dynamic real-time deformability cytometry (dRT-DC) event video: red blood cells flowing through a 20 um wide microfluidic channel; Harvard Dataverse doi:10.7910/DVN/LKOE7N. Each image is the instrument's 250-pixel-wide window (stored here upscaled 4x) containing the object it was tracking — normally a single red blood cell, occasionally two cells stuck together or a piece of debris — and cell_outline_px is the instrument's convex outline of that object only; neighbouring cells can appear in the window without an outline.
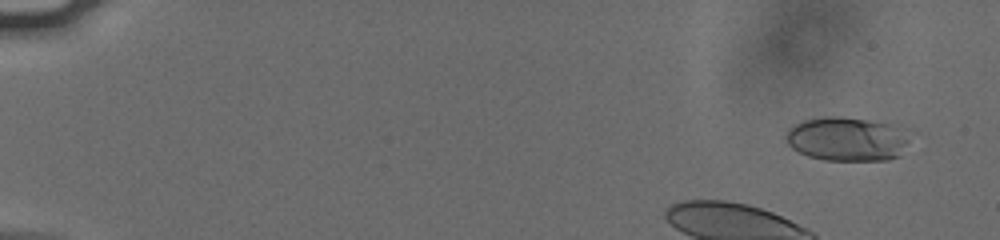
{"species": "human", "species_latin": "Homo sapiens", "temperature_condition": "cold", "stored_images_in_passage": 43, "camera_frame_rate_fps": 3000, "um_per_image_px": 0.085, "donor": {"sex": "male"}, "frame": {"image": 1, "passage_image": 4, "time_ms": 1.0, "image_size_px": [1000, 240], "cell_outline_px": [[912, 128], [908, 140], [900, 156], [888, 160], [824, 160], [808, 156], [792, 148], [788, 144], [784, 136], [788, 128], [804, 120], [824, 116], [840, 116], [868, 120]], "centroid_in_image_um": [72.05, 11.8], "position_along_channel_um": 13.0, "area_um2": 32.31}}
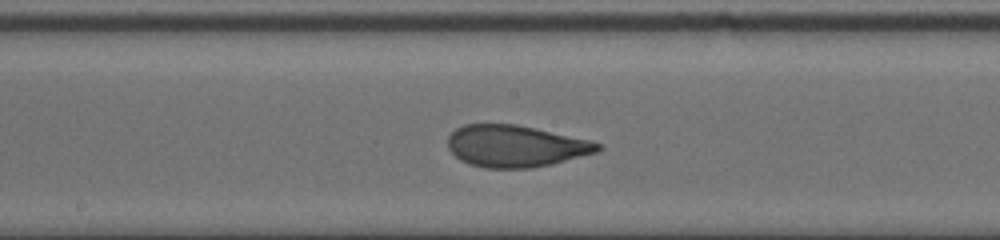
{"frame": {"image": 2, "passage_image": 28, "time_ms": 9.0, "image_size_px": [1000, 240], "cell_outline_px": [[604, 148], [596, 152], [552, 164], [532, 168], [484, 168], [468, 164], [460, 160], [448, 148], [448, 136], [456, 128], [464, 124], [516, 124], [592, 140], [600, 144]], "centroid_in_image_um": [43.82, 12.42], "position_along_channel_um": 204.4, "area_um2": 36.65}}
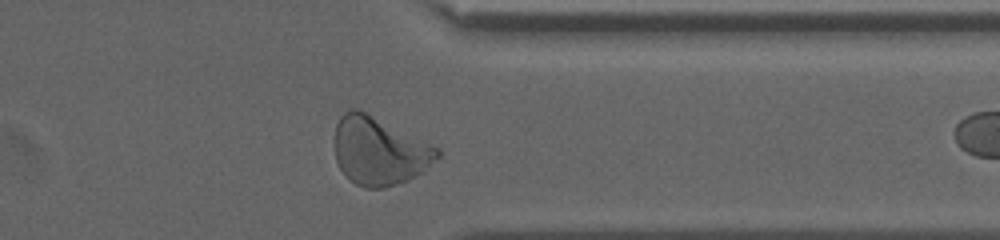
{"frame": {"image": 3, "passage_image": 42, "time_ms": 13.667, "image_size_px": [1000, 240], "cell_outline_px": [[440, 156], [420, 172], [408, 180], [384, 188], [364, 188], [356, 184], [340, 168], [336, 160], [336, 124], [340, 116], [344, 112], [352, 108], [356, 108], [440, 148]], "centroid_in_image_um": [32.23, 12.84], "position_along_channel_um": 379.2, "area_um2": 39.94}}